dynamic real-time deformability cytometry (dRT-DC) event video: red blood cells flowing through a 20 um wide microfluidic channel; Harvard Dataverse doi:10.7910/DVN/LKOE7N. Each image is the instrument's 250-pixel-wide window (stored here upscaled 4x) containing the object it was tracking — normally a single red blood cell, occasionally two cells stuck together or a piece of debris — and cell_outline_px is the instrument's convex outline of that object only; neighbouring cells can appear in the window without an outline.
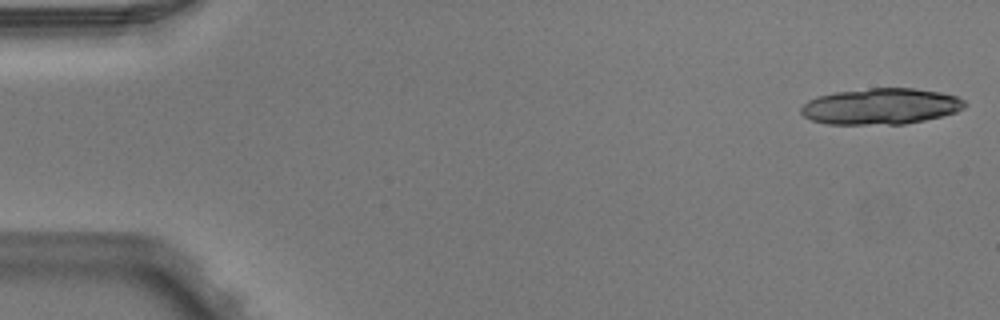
{"species": "Egyptian fruit bat (a non-hibernating species)", "species_latin": "Rousettus aegyptiacus", "temperature_condition": "warm", "stored_images_in_passage": 7, "camera_frame_rate_fps": 3000, "um_per_image_px": 0.085, "animal": {"sex": "male"}, "frame": {"image": 1, "passage_image": 1, "time_ms": 0.0, "image_size_px": [1000, 320], "cell_outline_px": [[968, 104], [964, 108], [956, 112], [924, 120], [904, 124], [828, 124], [812, 120], [804, 116], [800, 112], [800, 108], [808, 100], [816, 96], [836, 92], [872, 88], [912, 88], [940, 92], [956, 96], [964, 100]], "centroid_in_image_um": [74.86, 9.04], "position_along_channel_um": 10.1, "area_um2": 34.39}}
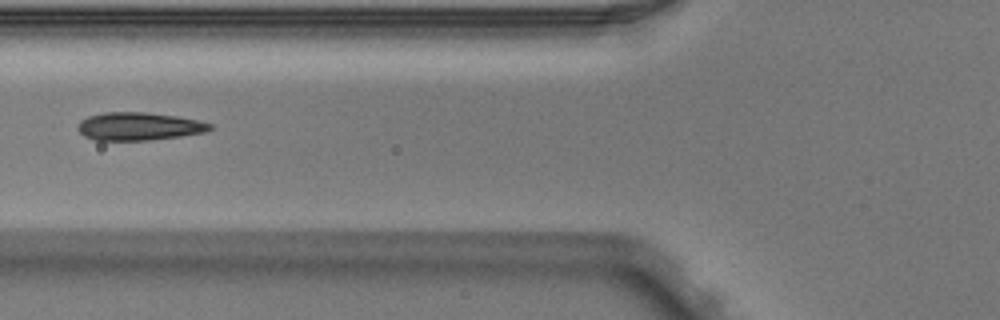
{"frame": {"image": 2, "passage_image": 6, "time_ms": 1.667, "image_size_px": [1000, 320], "cell_outline_px": [[212, 128], [208, 132], [180, 136], [148, 140], [96, 140], [84, 136], [76, 128], [76, 124], [80, 120], [88, 116], [104, 112], [144, 112], [176, 116], [196, 120], [212, 124]], "centroid_in_image_um": [11.77, 10.74], "position_along_channel_um": 114.0, "area_um2": 21.56}}
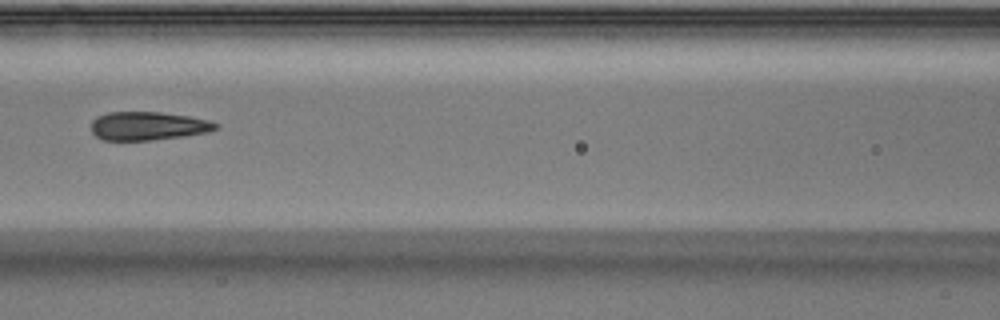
{"frame": {"image": 3, "passage_image": 7, "time_ms": 2.0, "image_size_px": [1000, 320], "cell_outline_px": [[220, 128], [208, 132], [184, 136], [152, 140], [104, 140], [96, 136], [92, 132], [92, 120], [96, 116], [108, 112], [160, 112], [188, 116], [208, 120], [220, 124]], "centroid_in_image_um": [12.6, 10.7], "position_along_channel_um": 154.0, "area_um2": 20.75}}